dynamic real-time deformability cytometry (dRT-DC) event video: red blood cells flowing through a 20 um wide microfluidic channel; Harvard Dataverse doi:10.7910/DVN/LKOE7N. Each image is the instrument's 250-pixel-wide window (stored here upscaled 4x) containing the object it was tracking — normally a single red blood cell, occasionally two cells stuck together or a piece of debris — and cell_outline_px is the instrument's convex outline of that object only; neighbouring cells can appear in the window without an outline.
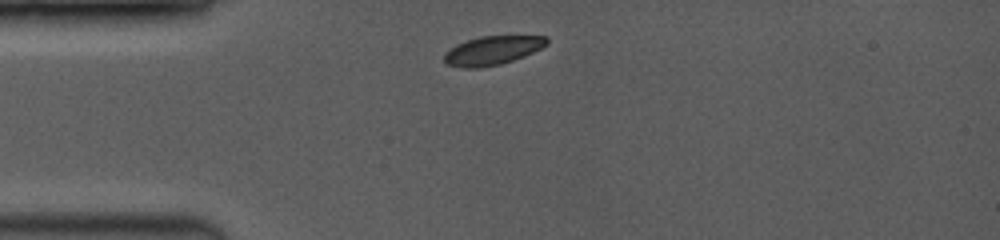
{"species": "common noctule bat (a hibernating species)", "species_latin": "Nyctalus noctula", "temperature_condition": "room temperature", "stored_images_in_passage": 7, "camera_frame_rate_fps": 3500, "um_per_image_px": 0.085, "animal": {"sex": "female", "body_mass_g": 19.0, "forearm_length_mm": 53.3}, "frame": {"image": 1, "passage_image": 1, "time_ms": 0.0, "image_size_px": [1000, 240], "cell_outline_px": [[548, 44], [532, 52], [512, 60], [500, 64], [480, 68], [464, 68], [448, 64], [444, 60], [444, 56], [456, 44], [480, 36], [544, 36], [548, 40]], "centroid_in_image_um": [41.86, 4.29], "position_along_channel_um": 43.1, "area_um2": 16.82}}
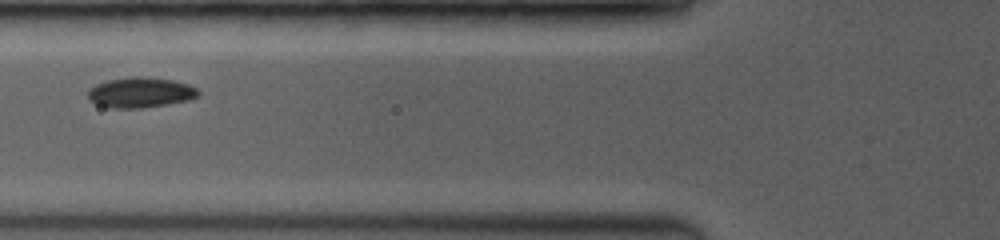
{"frame": {"image": 2, "passage_image": 4, "time_ms": 2.286, "image_size_px": [1000, 240], "cell_outline_px": [[200, 92], [196, 96], [188, 100], [140, 108], [112, 108], [88, 100], [88, 92], [96, 84], [108, 80], [128, 76], [140, 76], [172, 80], [188, 84], [196, 88]], "centroid_in_image_um": [11.92, 7.85], "position_along_channel_um": 113.9, "area_um2": 19.19}}
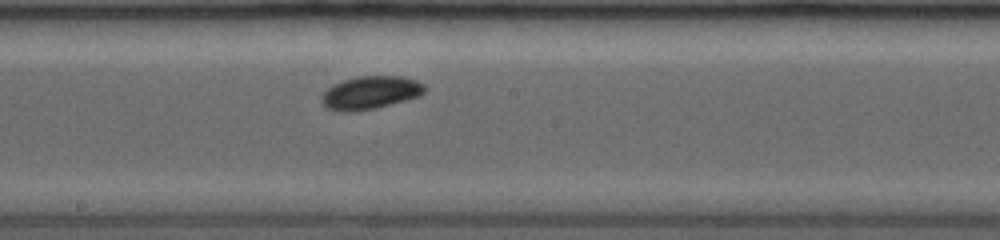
{"frame": {"image": 3, "passage_image": 7, "time_ms": 4.857, "image_size_px": [1000, 240], "cell_outline_px": [[428, 88], [420, 96], [372, 108], [352, 112], [336, 112], [324, 108], [320, 100], [320, 96], [328, 88], [344, 80], [360, 76], [400, 76], [416, 80], [424, 84]], "centroid_in_image_um": [31.45, 7.88], "position_along_channel_um": 216.8, "area_um2": 19.83}}